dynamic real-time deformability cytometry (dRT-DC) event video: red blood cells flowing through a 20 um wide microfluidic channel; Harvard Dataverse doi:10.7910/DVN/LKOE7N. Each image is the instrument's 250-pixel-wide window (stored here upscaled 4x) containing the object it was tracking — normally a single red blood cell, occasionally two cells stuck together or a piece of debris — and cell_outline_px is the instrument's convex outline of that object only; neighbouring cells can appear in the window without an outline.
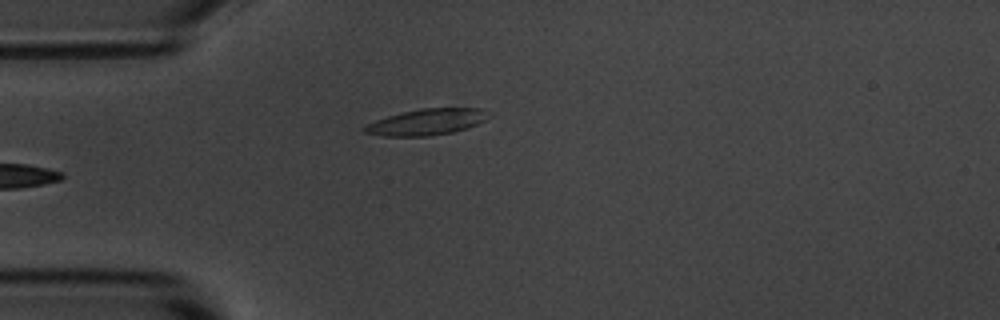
{"species": "common noctule bat (a hibernating species)", "species_latin": "Nyctalus noctula", "temperature_condition": "room temperature", "stored_images_in_passage": 6, "camera_frame_rate_fps": 3000, "um_per_image_px": 0.085, "animal": {"sex": "male", "body_mass_g": 20.1, "forearm_length_mm": 53.5}, "frame": {"image": 1, "passage_image": 6, "time_ms": 5.667, "image_size_px": [1000, 320], "cell_outline_px": [[484, 120], [476, 124], [452, 132], [428, 136], [384, 136], [364, 132], [360, 128], [376, 120], [388, 116], [420, 108], [480, 108]], "centroid_in_image_um": [36.13, 10.38], "position_along_channel_um": 48.9, "area_um2": 18.26}}